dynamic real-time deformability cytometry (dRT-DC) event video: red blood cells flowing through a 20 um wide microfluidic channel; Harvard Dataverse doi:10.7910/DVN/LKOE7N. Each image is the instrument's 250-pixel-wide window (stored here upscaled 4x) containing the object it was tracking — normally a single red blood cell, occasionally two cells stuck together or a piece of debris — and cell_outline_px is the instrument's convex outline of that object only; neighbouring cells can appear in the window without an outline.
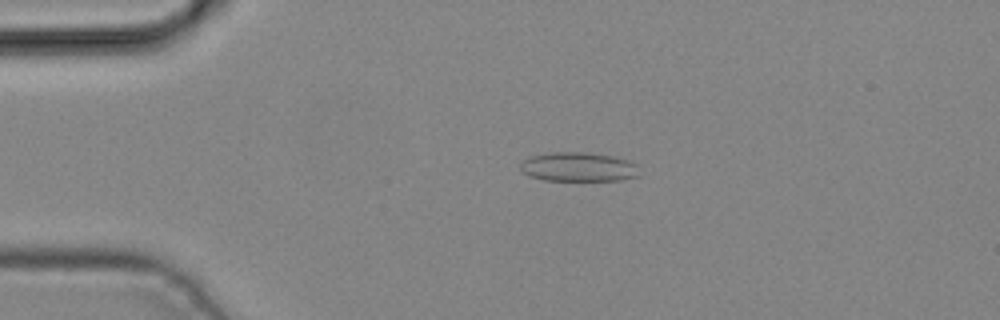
{"species": "common noctule bat (a hibernating species)", "species_latin": "Nyctalus noctula", "temperature_condition": "cold", "stored_images_in_passage": 5, "camera_frame_rate_fps": 3000, "um_per_image_px": 0.085, "animal": {"sex": "male", "body_mass_g": 19.2, "forearm_length_mm": 51.8}, "frame": {"image": 1, "passage_image": 3, "time_ms": 0.667, "image_size_px": [1000, 320], "cell_outline_px": [[640, 176], [620, 180], [544, 180], [528, 176], [520, 168], [520, 164], [528, 156], [552, 152], [592, 152], [612, 156], [628, 160], [636, 164]], "centroid_in_image_um": [49.16, 14.18], "position_along_channel_um": 35.8, "area_um2": 20.4}}
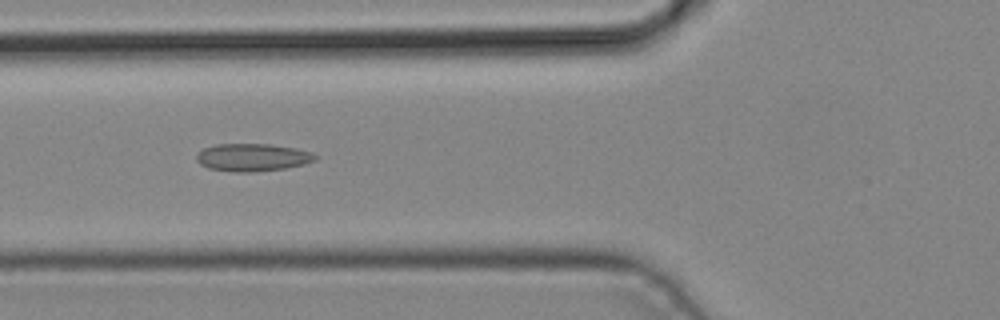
{"frame": {"image": 2, "passage_image": 5, "time_ms": 1.333, "image_size_px": [1000, 320], "cell_outline_px": [[320, 156], [316, 160], [304, 164], [284, 168], [256, 172], [236, 172], [208, 168], [200, 164], [196, 160], [196, 156], [204, 148], [216, 144], [272, 144], [296, 148], [312, 152]], "centroid_in_image_um": [21.5, 13.37], "position_along_channel_um": 104.3, "area_um2": 19.25}}